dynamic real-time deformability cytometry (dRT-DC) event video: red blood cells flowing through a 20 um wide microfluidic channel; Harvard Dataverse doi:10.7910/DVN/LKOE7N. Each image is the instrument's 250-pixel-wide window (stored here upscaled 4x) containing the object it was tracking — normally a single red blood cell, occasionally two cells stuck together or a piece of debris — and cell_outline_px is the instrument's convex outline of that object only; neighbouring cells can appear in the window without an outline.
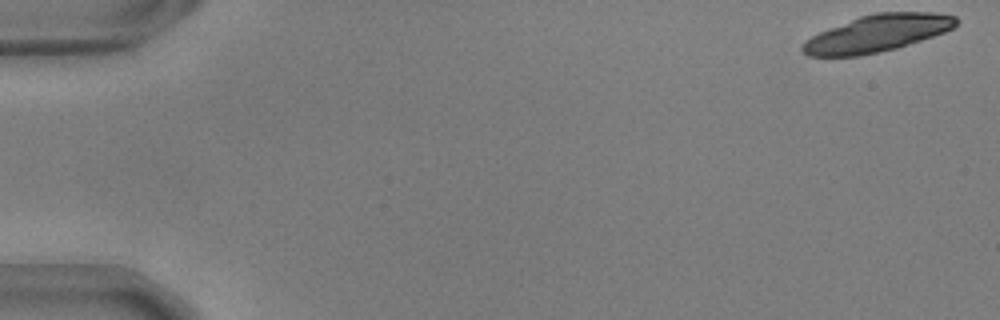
{"species": "common noctule bat (a hibernating species)", "species_latin": "Nyctalus noctula", "temperature_condition": "warm", "stored_images_in_passage": 16, "camera_frame_rate_fps": 3000, "um_per_image_px": 0.085, "animal": {"sex": "male", "body_mass_g": 17.9, "forearm_length_mm": 54.2}, "frame": {"image": 1, "passage_image": 1, "time_ms": 0.0, "image_size_px": [1000, 320], "cell_outline_px": [[956, 24], [952, 28], [944, 32], [896, 48], [880, 52], [860, 56], [808, 56], [800, 48], [804, 40], [820, 32], [860, 16], [876, 12], [932, 12], [956, 16]], "centroid_in_image_um": [74.54, 2.84], "position_along_channel_um": 10.5, "area_um2": 32.71}}